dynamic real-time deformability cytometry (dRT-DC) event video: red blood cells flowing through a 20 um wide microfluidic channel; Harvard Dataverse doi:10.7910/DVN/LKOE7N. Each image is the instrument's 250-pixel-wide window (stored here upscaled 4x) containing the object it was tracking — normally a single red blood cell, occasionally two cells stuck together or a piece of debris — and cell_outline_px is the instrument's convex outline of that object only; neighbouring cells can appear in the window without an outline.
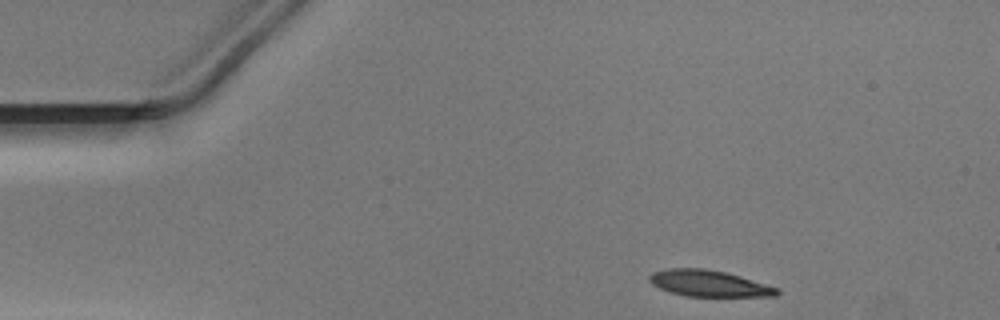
{"species": "Egyptian fruit bat (a non-hibernating species)", "species_latin": "Rousettus aegyptiacus", "temperature_condition": "warm", "stored_images_in_passage": 35, "camera_frame_rate_fps": 3000, "um_per_image_px": 0.085, "animal": {"sex": "male"}, "frame": {"image": 1, "passage_image": 1, "time_ms": 0.0, "image_size_px": [1000, 320], "cell_outline_px": [[780, 292], [776, 296], [684, 296], [668, 292], [652, 284], [648, 280], [648, 276], [652, 272], [668, 268], [704, 268], [724, 272], [740, 276], [776, 288]], "centroid_in_image_um": [60.18, 24.09], "position_along_channel_um": 24.8, "area_um2": 19.42}}
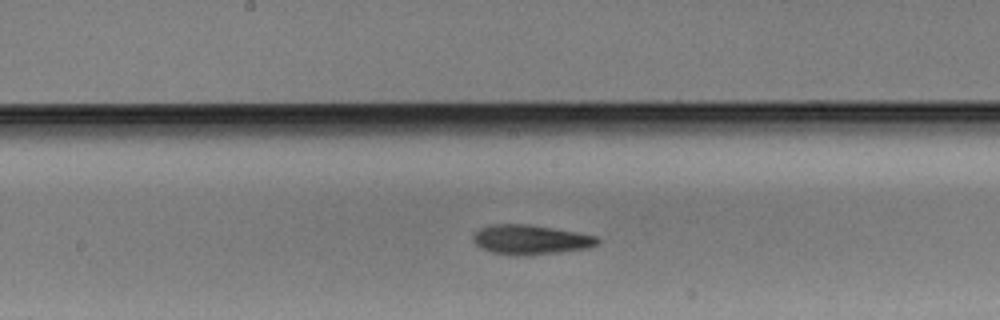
{"frame": {"image": 2, "passage_image": 20, "time_ms": 6.333, "image_size_px": [1000, 320], "cell_outline_px": [[600, 240], [596, 244], [588, 248], [556, 252], [492, 252], [480, 248], [472, 240], [472, 236], [480, 228], [488, 224], [528, 224], [576, 232], [596, 236]], "centroid_in_image_um": [45.07, 20.31], "position_along_channel_um": 203.1, "area_um2": 20.35}}
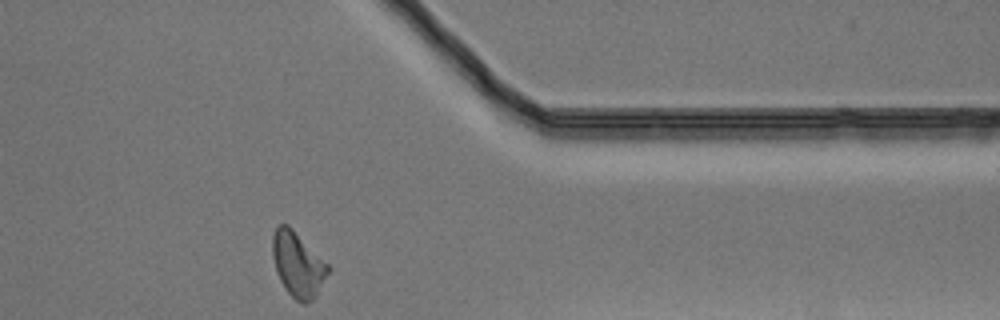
{"frame": {"image": 3, "passage_image": 35, "time_ms": 11.333, "image_size_px": [1000, 320], "cell_outline_px": [[332, 268], [316, 296], [312, 300], [304, 304], [296, 300], [288, 292], [280, 280], [276, 272], [272, 256], [272, 236], [276, 228], [280, 224], [288, 224]], "centroid_in_image_um": [25.32, 22.48], "position_along_channel_um": 386.1, "area_um2": 20.98}}